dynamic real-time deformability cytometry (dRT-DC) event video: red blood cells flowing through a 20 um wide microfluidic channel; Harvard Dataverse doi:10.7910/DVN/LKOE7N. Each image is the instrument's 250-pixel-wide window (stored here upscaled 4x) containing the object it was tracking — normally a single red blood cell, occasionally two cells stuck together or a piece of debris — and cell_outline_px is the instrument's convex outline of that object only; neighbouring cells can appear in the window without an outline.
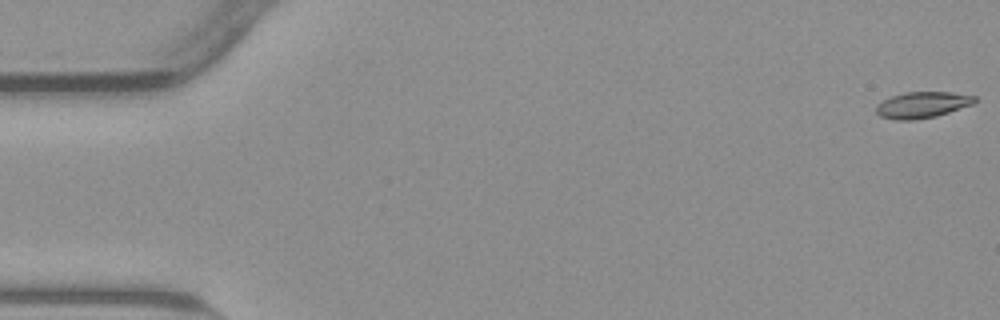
{"species": "common noctule bat (a hibernating species)", "species_latin": "Nyctalus noctula", "temperature_condition": "warm", "stored_images_in_passage": 55, "camera_frame_rate_fps": 3000, "um_per_image_px": 0.085, "animal": {"sex": "male", "body_mass_g": 23.1, "forearm_length_mm": 52.7}, "frame": {"image": 1, "passage_image": 1, "time_ms": 0.0, "image_size_px": [1000, 320], "cell_outline_px": [[976, 100], [972, 104], [936, 116], [912, 120], [896, 120], [880, 116], [876, 112], [876, 104], [892, 96], [904, 92], [952, 92], [976, 96]], "centroid_in_image_um": [78.37, 8.91], "position_along_channel_um": 6.6, "area_um2": 14.91}}
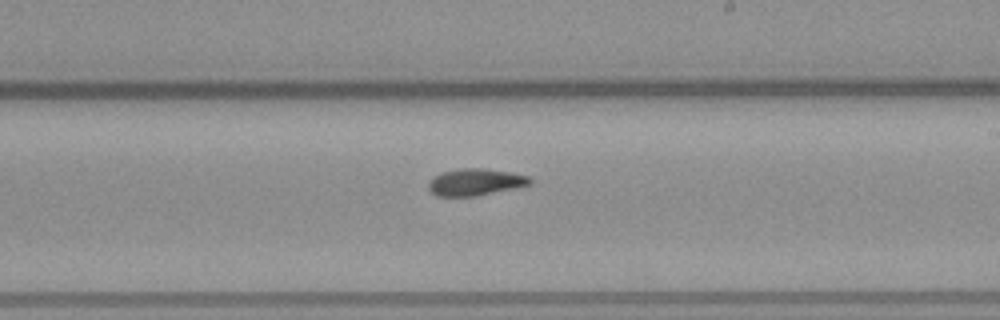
{"frame": {"image": 2, "passage_image": 32, "time_ms": 10.333, "image_size_px": [1000, 320], "cell_outline_px": [[532, 184], [516, 188], [476, 196], [436, 196], [428, 188], [428, 184], [432, 176], [440, 172], [460, 168], [484, 168], [512, 172], [528, 176], [532, 180]], "centroid_in_image_um": [40.4, 15.47], "position_along_channel_um": 248.6, "area_um2": 16.13}}
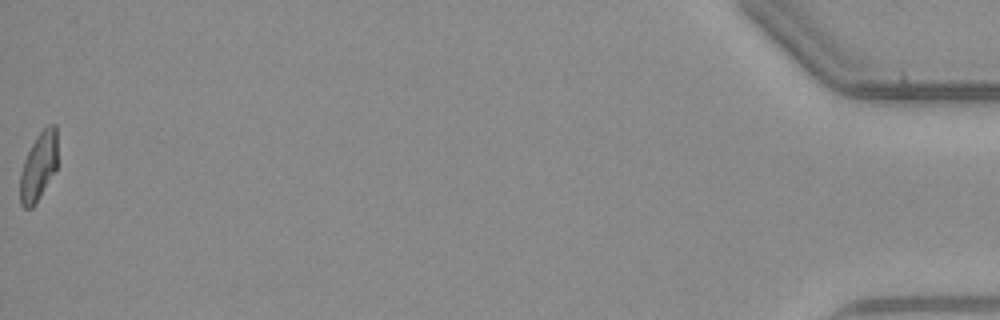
{"frame": {"image": 3, "passage_image": 55, "time_ms": 18.0, "image_size_px": [1000, 320], "cell_outline_px": [[56, 168], [36, 204], [32, 208], [24, 208], [20, 204], [20, 172], [24, 160], [36, 136], [48, 124], [56, 124]], "centroid_in_image_um": [3.25, 14.17], "position_along_channel_um": 431.9, "area_um2": 14.74}, "authors_computed_cell_mechanics": {"area_um2": 15.606, "velocity_mm_per_s": 3.8125, "shape_relaxation_time_tau1_ms": 4.0582, "shape_relaxation_time_tau2_ms": 4.5684, "deformation_change_tau1": 0.1619, "deformation_change_tau2": 0.1137}}